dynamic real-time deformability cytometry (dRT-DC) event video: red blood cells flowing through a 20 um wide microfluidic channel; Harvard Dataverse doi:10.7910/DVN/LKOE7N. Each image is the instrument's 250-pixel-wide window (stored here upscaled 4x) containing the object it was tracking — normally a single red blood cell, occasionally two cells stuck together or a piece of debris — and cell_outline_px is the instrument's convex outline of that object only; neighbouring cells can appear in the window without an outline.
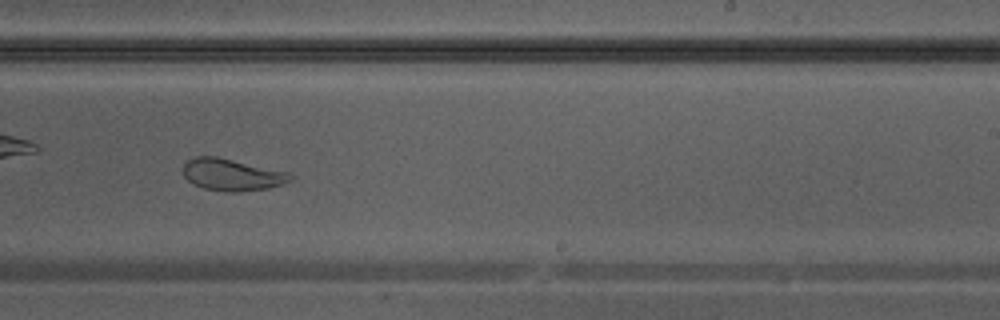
{"species": "Egyptian fruit bat (a non-hibernating species)", "species_latin": "Rousettus aegyptiacus", "temperature_condition": "warm", "stored_images_in_passage": 39, "camera_frame_rate_fps": 3000, "um_per_image_px": 0.085, "animal": {"sex": "male"}, "frame": {"image": 1, "passage_image": 23, "time_ms": 7.333, "image_size_px": [1000, 320], "cell_outline_px": [[296, 176], [292, 180], [284, 184], [268, 188], [236, 192], [224, 192], [204, 188], [192, 184], [184, 176], [184, 164], [188, 160], [196, 156], [216, 156], [288, 172]], "centroid_in_image_um": [19.74, 14.86], "position_along_channel_um": 269.3, "area_um2": 20.0}}